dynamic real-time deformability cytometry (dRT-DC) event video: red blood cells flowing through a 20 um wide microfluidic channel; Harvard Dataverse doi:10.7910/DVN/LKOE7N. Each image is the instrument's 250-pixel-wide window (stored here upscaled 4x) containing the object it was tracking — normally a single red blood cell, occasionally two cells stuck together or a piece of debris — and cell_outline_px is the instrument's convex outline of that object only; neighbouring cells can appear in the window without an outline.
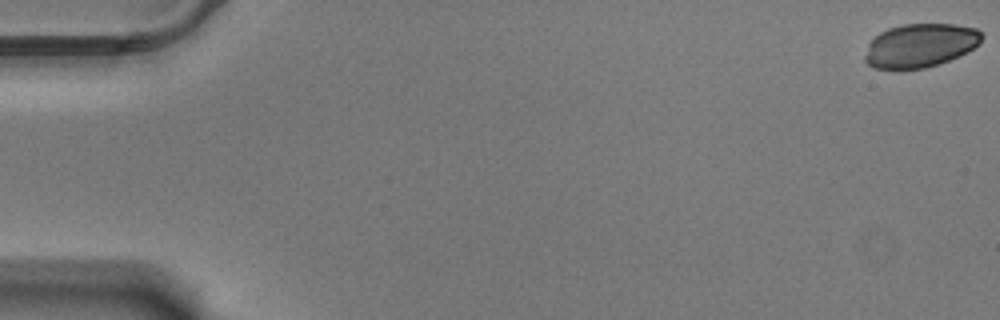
{"species": "Egyptian fruit bat (a non-hibernating species)", "species_latin": "Rousettus aegyptiacus", "temperature_condition": "warm", "stored_images_in_passage": 59, "camera_frame_rate_fps": 3000, "um_per_image_px": 0.085, "animal": {"sex": "male"}, "frame": {"image": 1, "passage_image": 1, "time_ms": 0.0, "image_size_px": [1000, 320], "cell_outline_px": [[984, 36], [972, 48], [948, 60], [924, 68], [872, 68], [864, 60], [864, 56], [868, 44], [880, 32], [888, 28], [904, 24], [956, 24], [976, 28]], "centroid_in_image_um": [78.18, 3.84], "position_along_channel_um": 6.8, "area_um2": 29.25}}
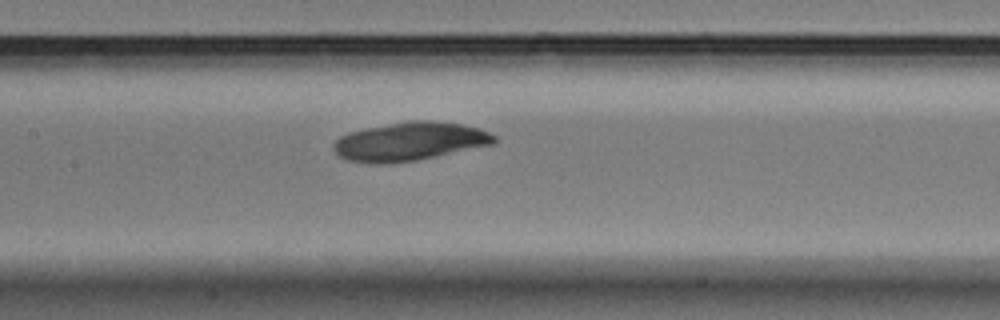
{"frame": {"image": 2, "passage_image": 29, "time_ms": 9.333, "image_size_px": [1000, 320], "cell_outline_px": [[496, 144], [416, 160], [392, 164], [368, 164], [344, 160], [332, 148], [332, 144], [340, 136], [348, 132], [408, 120], [432, 120], [460, 124], [480, 128], [496, 136]], "centroid_in_image_um": [34.81, 12.04], "position_along_channel_um": 172.6, "area_um2": 36.41}}
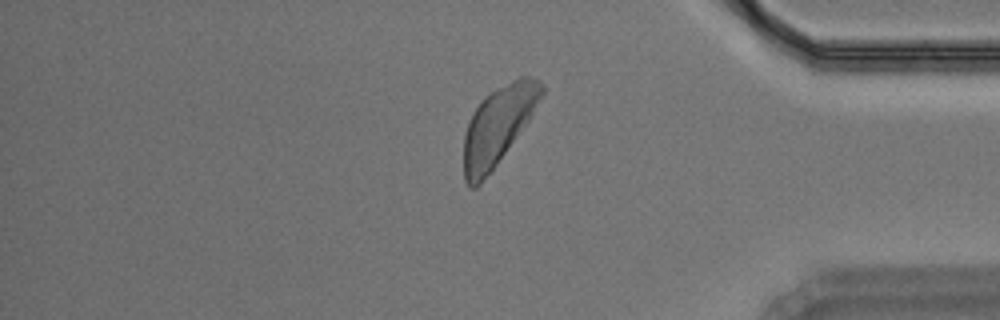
{"frame": {"image": 3, "passage_image": 50, "time_ms": 16.333, "image_size_px": [1000, 320], "cell_outline_px": [[544, 92], [528, 120], [496, 164], [480, 184], [476, 188], [468, 188], [464, 180], [464, 136], [468, 120], [472, 112], [480, 100], [484, 96], [512, 80], [520, 76], [528, 76], [544, 84]], "centroid_in_image_um": [42.29, 10.68], "position_along_channel_um": 392.9, "area_um2": 34.8}}